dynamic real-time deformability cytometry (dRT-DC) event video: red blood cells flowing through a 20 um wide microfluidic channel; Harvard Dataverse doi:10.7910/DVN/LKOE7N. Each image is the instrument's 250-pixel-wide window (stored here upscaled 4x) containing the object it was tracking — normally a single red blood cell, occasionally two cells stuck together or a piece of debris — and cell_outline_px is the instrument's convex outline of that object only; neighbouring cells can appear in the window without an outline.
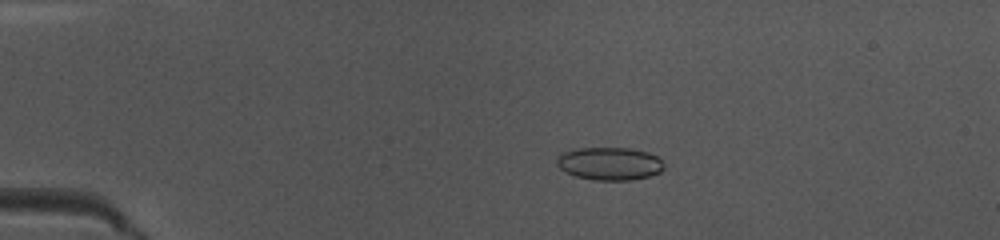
{"species": "common noctule bat (a hibernating species)", "species_latin": "Nyctalus noctula", "temperature_condition": "warm", "stored_images_in_passage": 43, "camera_frame_rate_fps": 3000, "um_per_image_px": 0.085, "animal": {"sex": "female", "body_mass_g": 10.0, "forearm_length_mm": 53.1}, "frame": {"image": 1, "passage_image": 4, "time_ms": 1.0, "image_size_px": [1000, 240], "cell_outline_px": [[664, 168], [660, 172], [648, 176], [632, 180], [596, 180], [576, 176], [564, 172], [556, 164], [556, 160], [564, 152], [580, 148], [628, 148], [648, 152], [656, 156], [664, 164]], "centroid_in_image_um": [51.82, 13.91], "position_along_channel_um": 33.2, "area_um2": 20.4}}
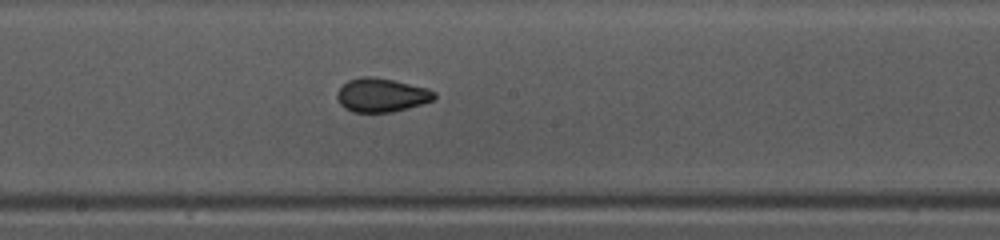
{"frame": {"image": 2, "passage_image": 21, "time_ms": 6.667, "image_size_px": [1000, 240], "cell_outline_px": [[436, 96], [432, 100], [424, 104], [392, 112], [352, 112], [344, 108], [340, 104], [336, 96], [336, 92], [348, 80], [360, 76], [372, 76], [392, 80], [428, 88], [436, 92]], "centroid_in_image_um": [32.42, 8.08], "position_along_channel_um": 215.8, "area_um2": 19.25}}
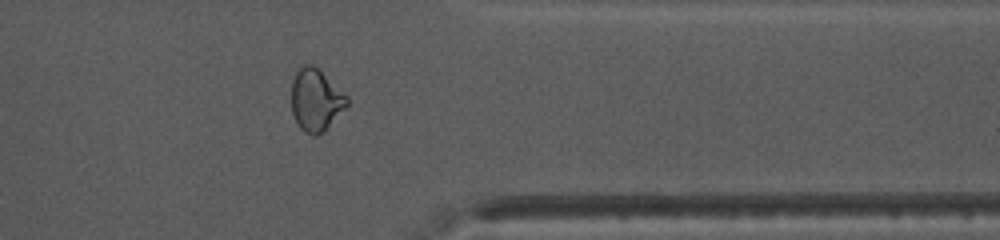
{"frame": {"image": 3, "passage_image": 34, "time_ms": 11.0, "image_size_px": [1000, 240], "cell_outline_px": [[348, 104], [324, 132], [316, 136], [312, 136], [304, 132], [300, 128], [292, 112], [292, 80], [296, 72], [304, 64], [312, 64], [348, 96]], "centroid_in_image_um": [26.84, 8.52], "position_along_channel_um": 384.6, "area_um2": 19.94}, "authors_computed_cell_mechanics": {"area_um2": 19.5364, "velocity_mm_per_s": 4.0305, "shape_relaxation_time_tau1_ms": null, "shape_relaxation_time_tau2_ms": 1.4241, "deformation_change_tau1": null, "deformation_change_tau2": 0.0603}}